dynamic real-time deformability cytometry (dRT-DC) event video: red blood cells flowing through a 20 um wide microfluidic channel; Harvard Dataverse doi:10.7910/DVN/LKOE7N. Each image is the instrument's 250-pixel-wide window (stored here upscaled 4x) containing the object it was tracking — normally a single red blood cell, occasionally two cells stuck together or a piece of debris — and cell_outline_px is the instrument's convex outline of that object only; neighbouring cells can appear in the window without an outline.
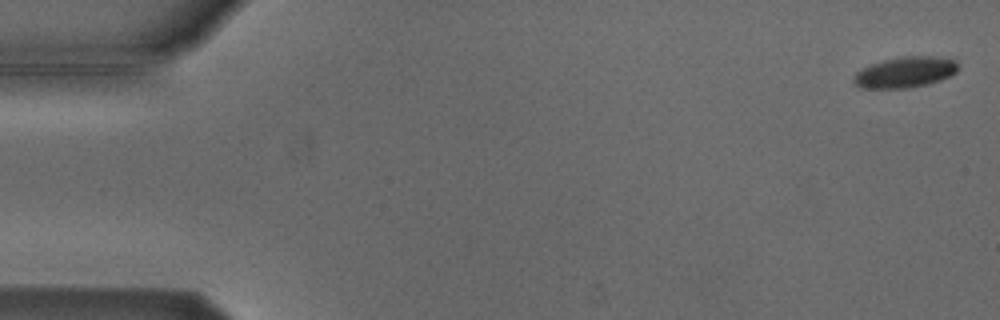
{"species": "Egyptian fruit bat (a non-hibernating species)", "species_latin": "Rousettus aegyptiacus", "temperature_condition": "cold", "stored_images_in_passage": 5, "camera_frame_rate_fps": 3000, "um_per_image_px": 0.085, "animal": {"sex": "male"}, "frame": {"image": 1, "passage_image": 1, "time_ms": 0.0, "image_size_px": [1000, 320], "cell_outline_px": [[960, 68], [956, 72], [940, 80], [928, 84], [908, 88], [860, 88], [852, 80], [852, 76], [860, 68], [884, 60], [904, 56], [936, 56], [956, 60]], "centroid_in_image_um": [76.93, 6.14], "position_along_channel_um": 8.1, "area_um2": 18.9}}
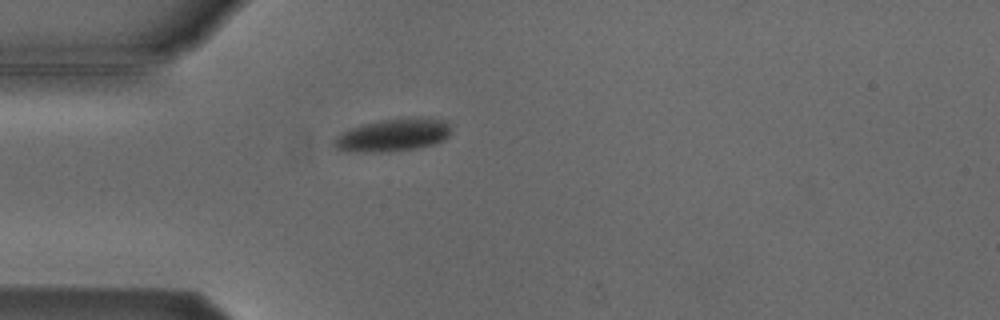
{"frame": {"image": 2, "passage_image": 5, "time_ms": 4.667, "image_size_px": [1000, 320], "cell_outline_px": [[452, 132], [444, 140], [432, 144], [416, 148], [388, 152], [336, 152], [332, 144], [332, 140], [340, 132], [360, 124], [380, 120], [416, 116], [428, 116], [448, 120]], "centroid_in_image_um": [33.37, 11.46], "position_along_channel_um": 51.6, "area_um2": 23.35}}